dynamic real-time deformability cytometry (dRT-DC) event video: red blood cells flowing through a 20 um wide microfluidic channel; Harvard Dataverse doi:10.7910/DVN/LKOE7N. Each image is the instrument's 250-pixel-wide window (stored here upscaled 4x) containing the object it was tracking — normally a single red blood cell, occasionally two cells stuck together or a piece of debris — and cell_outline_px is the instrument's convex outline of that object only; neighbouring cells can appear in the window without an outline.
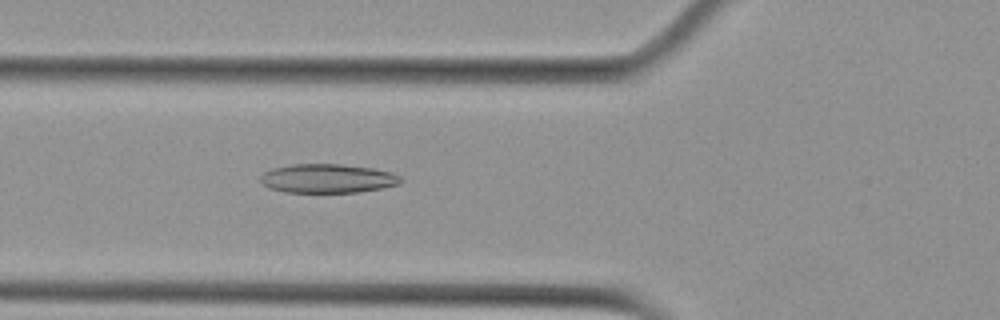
{"species": "Egyptian fruit bat (a non-hibernating species)", "species_latin": "Rousettus aegyptiacus", "temperature_condition": "cold", "stored_images_in_passage": 3, "camera_frame_rate_fps": 3000, "um_per_image_px": 0.085, "animal": {"sex": "female"}, "frame": {"image": 1, "passage_image": 3, "time_ms": 2.333, "image_size_px": [1000, 320], "cell_outline_px": [[404, 180], [400, 184], [384, 188], [356, 192], [284, 192], [268, 188], [260, 180], [260, 176], [264, 172], [272, 168], [292, 164], [340, 164], [376, 168], [392, 172], [400, 176]], "centroid_in_image_um": [27.88, 15.16], "position_along_channel_um": 97.9, "area_um2": 23.93}}